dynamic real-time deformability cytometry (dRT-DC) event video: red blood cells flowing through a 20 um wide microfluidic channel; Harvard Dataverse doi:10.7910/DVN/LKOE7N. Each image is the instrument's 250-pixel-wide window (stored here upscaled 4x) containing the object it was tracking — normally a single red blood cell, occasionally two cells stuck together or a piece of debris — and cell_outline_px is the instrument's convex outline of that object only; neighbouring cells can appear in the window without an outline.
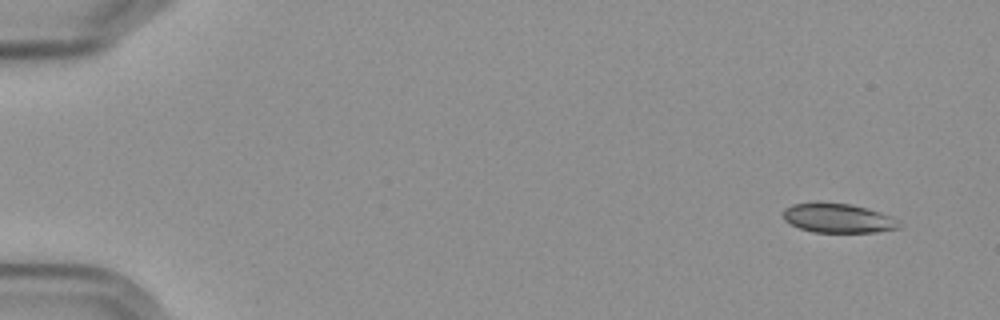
{"species": "Egyptian fruit bat (a non-hibernating species)", "species_latin": "Rousettus aegyptiacus", "temperature_condition": "cold", "stored_images_in_passage": 5, "camera_frame_rate_fps": 3000, "um_per_image_px": 0.085, "frame": {"image": 1, "passage_image": 1, "time_ms": 0.0, "image_size_px": [1000, 320], "cell_outline_px": [[900, 228], [876, 232], [812, 232], [800, 228], [784, 220], [784, 208], [792, 204], [816, 200], [852, 204], [880, 212], [892, 216]], "centroid_in_image_um": [71.17, 18.51], "position_along_channel_um": 13.8, "area_um2": 20.06}}
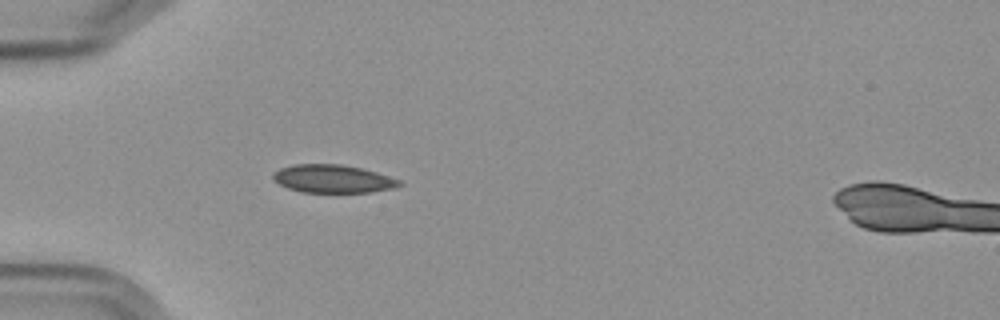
{"frame": {"image": 2, "passage_image": 5, "time_ms": 4.667, "image_size_px": [1000, 320], "cell_outline_px": [[404, 184], [396, 188], [372, 192], [300, 192], [288, 188], [272, 180], [272, 172], [280, 168], [292, 164], [340, 164], [360, 168], [376, 172], [400, 180]], "centroid_in_image_um": [28.28, 15.2], "position_along_channel_um": 56.7, "area_um2": 20.81}}